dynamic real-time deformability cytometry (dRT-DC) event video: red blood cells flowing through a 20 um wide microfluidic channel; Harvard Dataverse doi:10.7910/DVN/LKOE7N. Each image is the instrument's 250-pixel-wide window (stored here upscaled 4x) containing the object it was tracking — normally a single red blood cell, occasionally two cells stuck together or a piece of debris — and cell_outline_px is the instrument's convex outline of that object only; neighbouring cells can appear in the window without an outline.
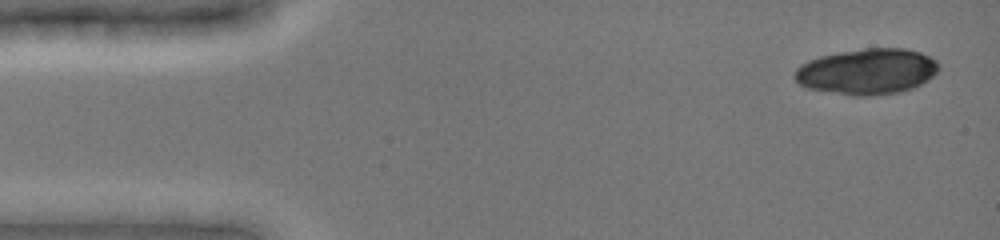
{"species": "common noctule bat (a hibernating species)", "species_latin": "Nyctalus noctula", "temperature_condition": "cold", "stored_images_in_passage": 6, "camera_frame_rate_fps": 3000, "um_per_image_px": 0.085, "animal": {"sex": "female", "body_mass_g": 19.0, "forearm_length_mm": 51.5}, "frame": {"image": 1, "passage_image": 1, "time_ms": 0.0, "image_size_px": [1000, 240], "cell_outline_px": [[940, 68], [928, 80], [912, 88], [900, 92], [864, 96], [852, 96], [808, 88], [800, 84], [796, 80], [796, 68], [800, 64], [808, 60], [820, 56], [840, 52], [864, 48], [904, 48], [920, 52], [936, 60], [940, 64]], "centroid_in_image_um": [73.72, 6.07], "position_along_channel_um": 11.3, "area_um2": 38.38}}